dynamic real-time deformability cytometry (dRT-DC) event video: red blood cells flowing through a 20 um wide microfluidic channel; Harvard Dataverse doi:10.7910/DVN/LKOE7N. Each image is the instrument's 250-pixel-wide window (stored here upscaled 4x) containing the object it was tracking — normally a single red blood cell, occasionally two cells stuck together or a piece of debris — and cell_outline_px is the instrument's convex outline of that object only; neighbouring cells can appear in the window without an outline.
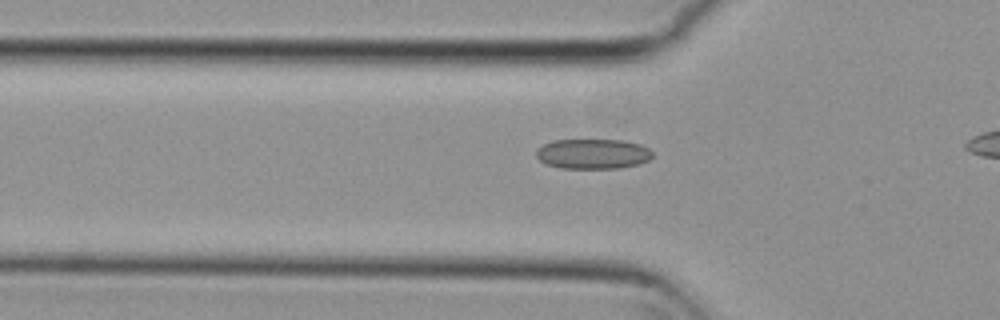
{"species": "common noctule bat (a hibernating species)", "species_latin": "Nyctalus noctula", "temperature_condition": "cold", "stored_images_in_passage": 35, "camera_frame_rate_fps": 3000, "um_per_image_px": 0.085, "animal": {"sex": "female", "body_mass_g": 29.2, "forearm_length_mm": 56.3}, "frame": {"image": 1, "passage_image": 9, "time_ms": 2.667, "image_size_px": [1000, 320], "cell_outline_px": [[652, 156], [648, 160], [640, 164], [620, 168], [560, 168], [548, 164], [540, 160], [536, 156], [536, 152], [544, 144], [552, 140], [624, 140], [640, 144], [648, 148], [652, 152]], "centroid_in_image_um": [50.42, 13.08], "position_along_channel_um": 75.4, "area_um2": 20.29}}
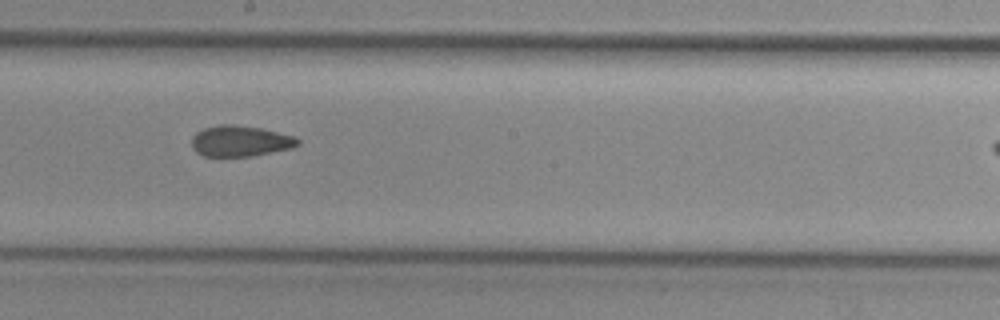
{"frame": {"image": 2, "passage_image": 21, "time_ms": 6.667, "image_size_px": [1000, 320], "cell_outline_px": [[300, 144], [292, 148], [252, 156], [204, 156], [196, 152], [192, 148], [192, 136], [196, 132], [204, 128], [220, 124], [232, 124], [260, 128], [292, 136], [300, 140]], "centroid_in_image_um": [20.39, 11.99], "position_along_channel_um": 227.8, "area_um2": 19.02}}
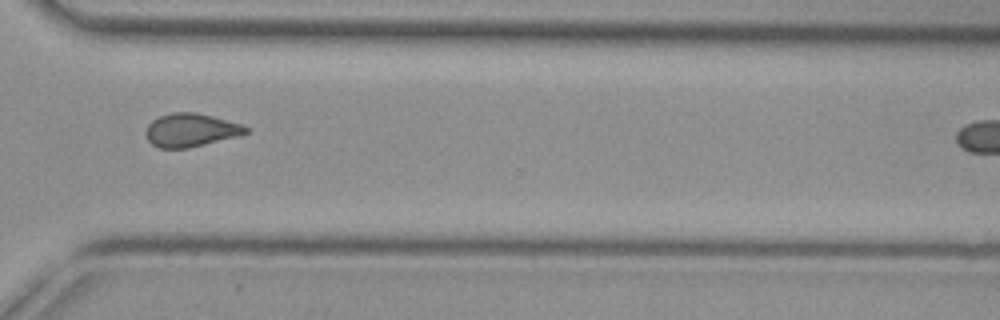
{"frame": {"image": 3, "passage_image": 31, "time_ms": 10.0, "image_size_px": [1000, 320], "cell_outline_px": [[248, 132], [236, 136], [188, 148], [160, 148], [152, 144], [148, 140], [148, 124], [152, 120], [160, 116], [172, 112], [196, 112], [212, 116], [240, 124], [248, 128]], "centroid_in_image_um": [16.2, 11.05], "position_along_channel_um": 354.4, "area_um2": 18.96}}